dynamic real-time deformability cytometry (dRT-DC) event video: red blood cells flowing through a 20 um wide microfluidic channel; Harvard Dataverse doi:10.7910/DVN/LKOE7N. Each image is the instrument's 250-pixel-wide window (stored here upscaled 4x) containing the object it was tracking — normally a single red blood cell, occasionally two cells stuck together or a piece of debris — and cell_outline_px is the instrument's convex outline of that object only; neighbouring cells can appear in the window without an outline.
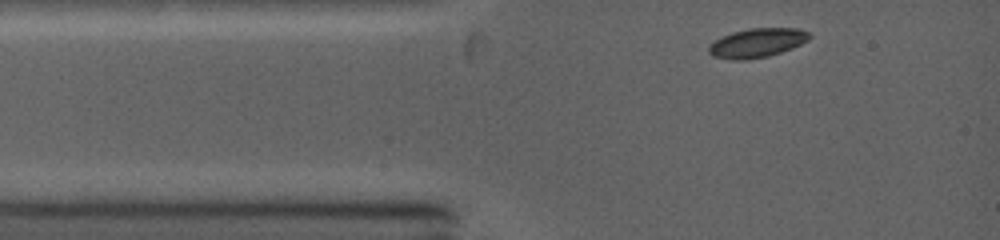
{"species": "common noctule bat (a hibernating species)", "species_latin": "Nyctalus noctula", "temperature_condition": "warm", "stored_images_in_passage": 25, "camera_frame_rate_fps": 5000, "um_per_image_px": 0.085, "animal": {"sex": "female", "body_mass_g": 19.0, "forearm_length_mm": 53.3}, "frame": {"image": 1, "passage_image": 1, "time_ms": 0.0, "image_size_px": [1000, 240], "cell_outline_px": [[812, 36], [808, 40], [792, 48], [768, 56], [748, 60], [732, 60], [712, 56], [708, 52], [708, 44], [732, 32], [748, 28], [796, 28], [808, 32]], "centroid_in_image_um": [64.33, 3.65], "position_along_channel_um": 20.7, "area_um2": 17.11}}
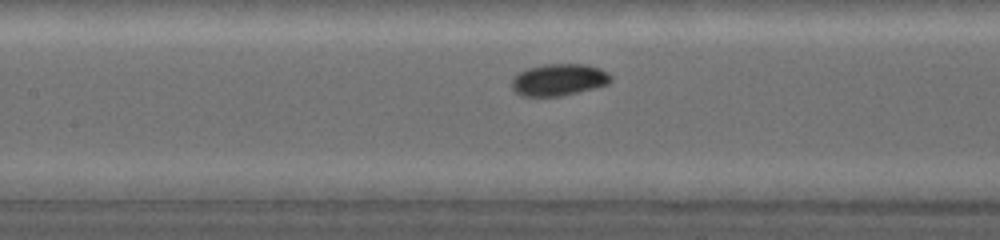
{"frame": {"image": 2, "passage_image": 10, "time_ms": 3.8, "image_size_px": [1000, 240], "cell_outline_px": [[612, 80], [608, 84], [560, 96], [524, 96], [516, 92], [512, 88], [512, 80], [520, 72], [528, 68], [548, 64], [584, 64], [600, 68], [608, 72], [612, 76]], "centroid_in_image_um": [47.53, 6.77], "position_along_channel_um": 159.9, "area_um2": 18.15}}
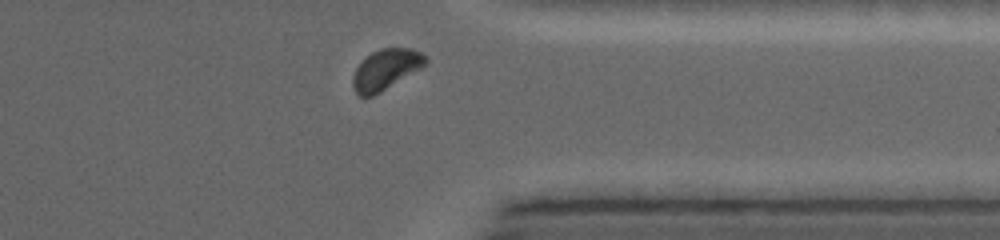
{"frame": {"image": 3, "passage_image": 23, "time_ms": 9.0, "image_size_px": [1000, 240], "cell_outline_px": [[428, 60], [420, 68], [380, 92], [372, 96], [360, 96], [356, 92], [352, 84], [352, 76], [356, 68], [372, 52], [380, 48], [412, 48], [428, 56]], "centroid_in_image_um": [32.79, 5.89], "position_along_channel_um": 378.6, "area_um2": 16.82}, "authors_computed_cell_mechanics": {"area_um2": 17.3978, "velocity_mm_per_s": 4.2608, "shape_relaxation_time_tau1_ms": 0.9758, "shape_relaxation_time_tau2_ms": null, "deformation_change_tau1": 0.0886, "deformation_change_tau2": null}}